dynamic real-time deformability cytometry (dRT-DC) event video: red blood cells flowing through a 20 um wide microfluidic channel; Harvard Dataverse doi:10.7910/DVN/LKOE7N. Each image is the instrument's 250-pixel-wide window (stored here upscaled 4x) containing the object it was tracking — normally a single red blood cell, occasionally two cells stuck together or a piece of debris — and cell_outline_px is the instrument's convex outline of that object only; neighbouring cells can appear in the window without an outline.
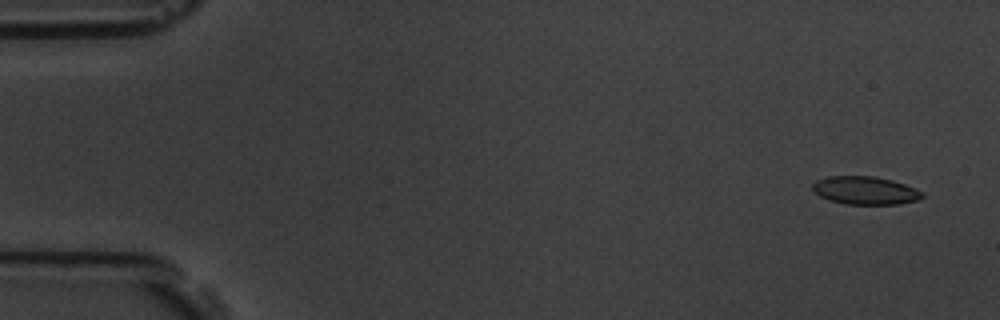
{"species": "common noctule bat (a hibernating species)", "species_latin": "Nyctalus noctula", "temperature_condition": "room temperature", "stored_images_in_passage": 4, "camera_frame_rate_fps": 3000, "um_per_image_px": 0.085, "animal": {"sex": "male", "body_mass_g": 19.5, "forearm_length_mm": 54.6}, "frame": {"image": 1, "passage_image": 1, "time_ms": 0.0, "image_size_px": [1000, 320], "cell_outline_px": [[924, 196], [920, 200], [900, 204], [844, 204], [828, 200], [820, 196], [812, 188], [812, 184], [816, 180], [828, 176], [872, 176], [892, 180], [904, 184], [920, 192]], "centroid_in_image_um": [73.51, 16.19], "position_along_channel_um": 11.5, "area_um2": 17.86}}
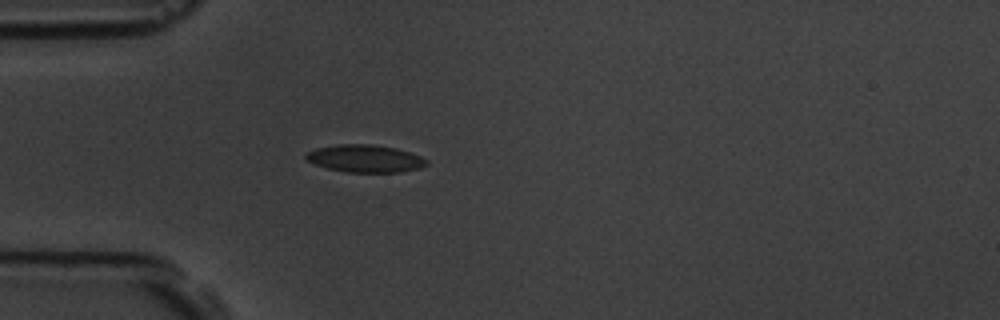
{"frame": {"image": 2, "passage_image": 4, "time_ms": 4.333, "image_size_px": [1000, 320], "cell_outline_px": [[428, 164], [420, 168], [400, 172], [344, 172], [328, 168], [304, 160], [304, 152], [316, 148], [336, 144], [368, 144], [396, 148], [420, 156], [428, 160]], "centroid_in_image_um": [30.98, 13.47], "position_along_channel_um": 54.0, "area_um2": 19.42}}